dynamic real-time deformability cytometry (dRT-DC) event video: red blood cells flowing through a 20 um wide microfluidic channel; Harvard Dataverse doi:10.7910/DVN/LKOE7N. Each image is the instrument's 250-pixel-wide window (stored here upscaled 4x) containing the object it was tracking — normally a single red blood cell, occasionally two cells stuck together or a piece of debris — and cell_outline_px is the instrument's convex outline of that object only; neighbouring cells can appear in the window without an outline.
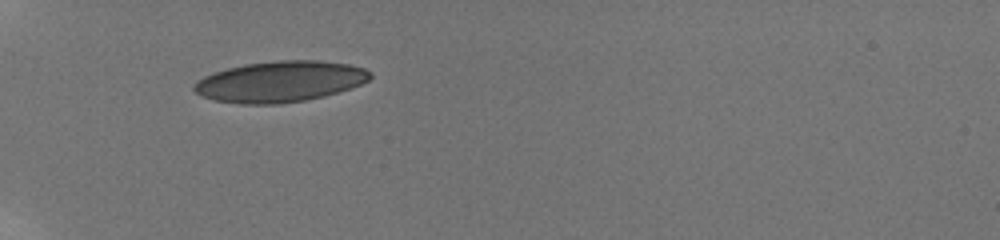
{"species": "human", "species_latin": "Homo sapiens", "temperature_condition": "room temperature", "stored_images_in_passage": 37, "camera_frame_rate_fps": 3000, "um_per_image_px": 0.085, "donor": {"sex": "male"}, "frame": {"image": 1, "passage_image": 1, "time_ms": 0.0, "image_size_px": [1000, 240], "cell_outline_px": [[372, 76], [368, 80], [352, 88], [324, 96], [304, 100], [280, 104], [240, 104], [216, 100], [204, 96], [196, 92], [192, 88], [204, 76], [212, 72], [244, 64], [276, 60], [316, 60], [348, 64], [364, 68], [372, 72]], "centroid_in_image_um": [23.83, 6.93], "position_along_channel_um": 61.2, "area_um2": 41.91}}
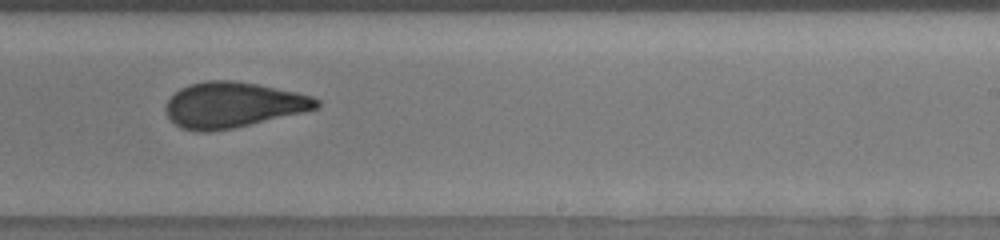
{"frame": {"image": 2, "passage_image": 19, "time_ms": 6.0, "image_size_px": [1000, 240], "cell_outline_px": [[320, 104], [316, 108], [304, 112], [232, 128], [208, 132], [196, 132], [180, 128], [168, 116], [164, 108], [168, 100], [180, 88], [188, 84], [204, 80], [232, 80], [256, 84], [296, 92], [312, 96], [320, 100]], "centroid_in_image_um": [19.77, 8.91], "position_along_channel_um": 269.2, "area_um2": 39.88}}
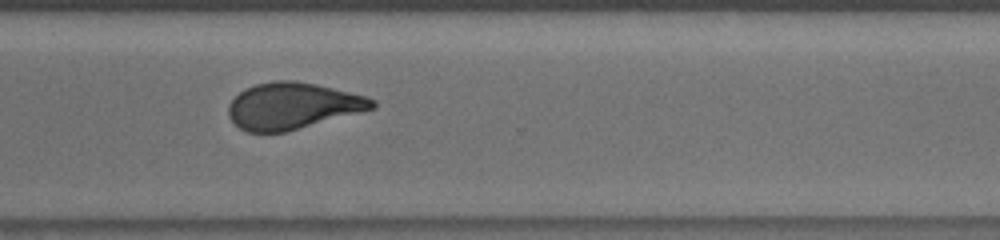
{"frame": {"image": 3, "passage_image": 25, "time_ms": 8.0, "image_size_px": [1000, 240], "cell_outline_px": [[376, 108], [284, 132], [248, 132], [240, 128], [228, 116], [228, 104], [244, 88], [256, 84], [276, 80], [296, 80], [316, 84], [364, 96], [376, 100]], "centroid_in_image_um": [24.85, 8.99], "position_along_channel_um": 345.7, "area_um2": 38.67}, "authors_computed_cell_mechanics": {"area_um2": 40.1132, "velocity_mm_per_s": 3.827, "shape_relaxation_time_tau1_ms": 9.1085, "shape_relaxation_time_tau2_ms": 1.2324, "deformation_change_tau1": 0.2041, "deformation_change_tau2": 0.0806}}